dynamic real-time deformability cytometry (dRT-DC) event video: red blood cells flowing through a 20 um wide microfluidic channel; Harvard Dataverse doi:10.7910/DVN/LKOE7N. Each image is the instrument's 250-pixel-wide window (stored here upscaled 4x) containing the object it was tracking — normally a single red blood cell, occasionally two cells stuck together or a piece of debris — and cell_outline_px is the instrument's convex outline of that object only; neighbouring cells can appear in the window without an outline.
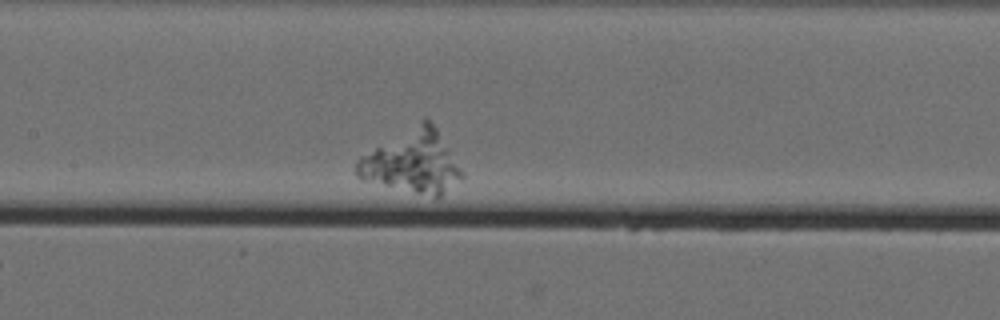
{"species": "Egyptian fruit bat (a non-hibernating species)", "species_latin": "Rousettus aegyptiacus", "temperature_condition": "cold", "stored_images_in_passage": 44, "camera_frame_rate_fps": 3000, "um_per_image_px": 0.085, "animal": {"sex": "female"}, "frame": {"image": 1, "passage_image": 13, "time_ms": 4.0, "image_size_px": [1000, 320], "cell_outline_px": [[464, 176], [436, 200], [360, 180], [356, 176], [356, 160], [360, 156], [424, 116], [436, 128], [464, 172]], "centroid_in_image_um": [35.03, 13.8], "position_along_channel_um": 172.4, "area_um2": 39.13}}
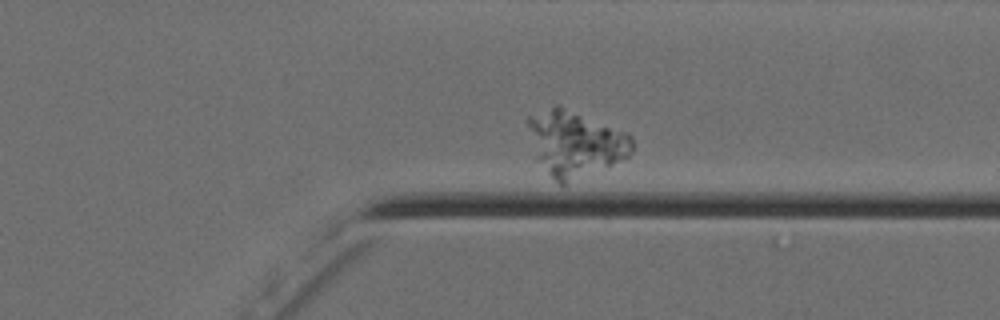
{"frame": {"image": 2, "passage_image": 32, "time_ms": 10.333, "image_size_px": [1000, 320], "cell_outline_px": [[632, 152], [628, 156], [568, 184], [560, 184], [536, 160], [528, 124], [528, 116], [556, 104], [560, 104], [628, 132], [632, 136]], "centroid_in_image_um": [48.9, 12.15], "position_along_channel_um": 362.5, "area_um2": 39.71}}